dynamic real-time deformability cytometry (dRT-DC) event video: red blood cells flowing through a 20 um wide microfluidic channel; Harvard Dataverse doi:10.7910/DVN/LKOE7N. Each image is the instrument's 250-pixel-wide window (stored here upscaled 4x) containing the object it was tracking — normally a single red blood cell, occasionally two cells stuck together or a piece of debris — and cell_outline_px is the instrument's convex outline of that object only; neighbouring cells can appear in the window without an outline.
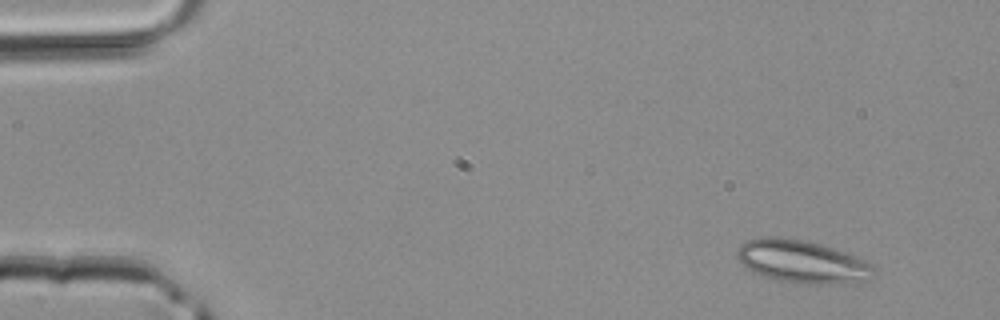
{"species": "common noctule bat (a hibernating species)", "species_latin": "Nyctalus noctula", "temperature_condition": "room temperature", "stored_images_in_passage": 3, "camera_frame_rate_fps": 3000, "um_per_image_px": 0.085, "animal": {"sex": "male", "body_mass_g": 20.4}, "frame": {"image": 1, "passage_image": 1, "time_ms": 0.0, "image_size_px": [1000, 320], "cell_outline_px": [[876, 272], [872, 280], [840, 284], [792, 284], [776, 280], [752, 272], [736, 256], [736, 252], [740, 244], [748, 240], [760, 236], [776, 236], [800, 240], [820, 244], [848, 252], [872, 264]], "centroid_in_image_um": [68.22, 22.26], "position_along_channel_um": 16.8, "area_um2": 34.68}}